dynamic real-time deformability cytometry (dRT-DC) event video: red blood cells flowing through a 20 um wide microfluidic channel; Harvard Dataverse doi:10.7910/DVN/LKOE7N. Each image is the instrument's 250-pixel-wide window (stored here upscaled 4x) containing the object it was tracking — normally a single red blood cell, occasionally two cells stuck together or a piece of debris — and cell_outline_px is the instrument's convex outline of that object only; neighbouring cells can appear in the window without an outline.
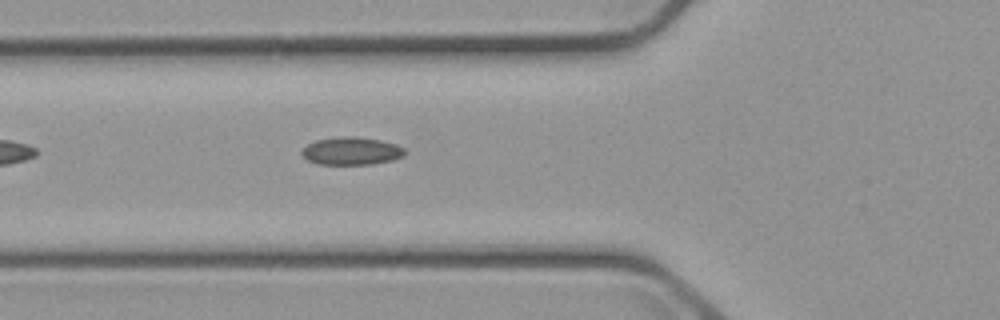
{"species": "common noctule bat (a hibernating species)", "species_latin": "Nyctalus noctula", "temperature_condition": "cold", "stored_images_in_passage": 6, "camera_frame_rate_fps": 3000, "um_per_image_px": 0.085, "animal": {"sex": "male", "body_mass_g": 23.1, "forearm_length_mm": 52.7}, "frame": {"image": 1, "passage_image": 6, "time_ms": 6.667, "image_size_px": [1000, 320], "cell_outline_px": [[404, 152], [400, 156], [392, 160], [372, 164], [316, 164], [308, 160], [300, 152], [308, 144], [316, 140], [340, 136], [356, 136], [380, 140], [396, 144], [404, 148]], "centroid_in_image_um": [29.84, 12.83], "position_along_channel_um": 96.0, "area_um2": 16.53}}